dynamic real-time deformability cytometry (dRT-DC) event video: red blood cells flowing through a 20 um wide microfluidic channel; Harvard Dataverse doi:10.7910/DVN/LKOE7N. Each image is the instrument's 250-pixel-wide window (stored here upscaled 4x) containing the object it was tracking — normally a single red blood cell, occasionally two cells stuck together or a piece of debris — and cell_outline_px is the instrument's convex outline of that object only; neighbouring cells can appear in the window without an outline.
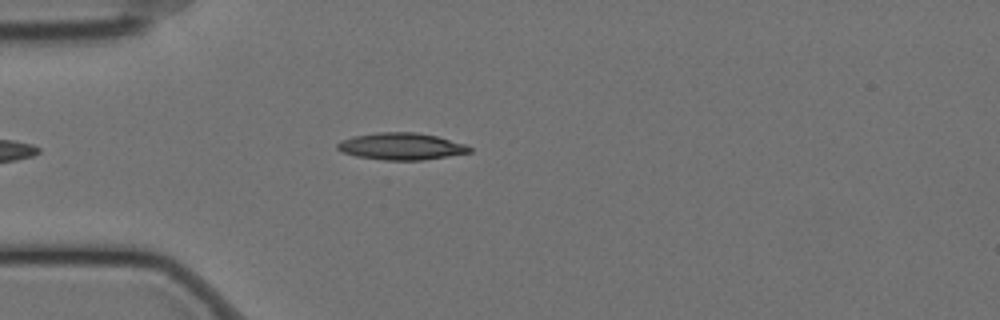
{"species": "Egyptian fruit bat (a non-hibernating species)", "species_latin": "Rousettus aegyptiacus", "temperature_condition": "cold", "stored_images_in_passage": 49, "camera_frame_rate_fps": 3000, "um_per_image_px": 0.085, "animal": {"sex": "female"}, "frame": {"image": 1, "passage_image": 7, "time_ms": 2.0, "image_size_px": [1000, 320], "cell_outline_px": [[472, 152], [424, 160], [384, 160], [356, 156], [344, 152], [336, 148], [336, 144], [340, 140], [352, 136], [376, 132], [416, 132], [436, 136], [464, 144], [472, 148]], "centroid_in_image_um": [34.08, 12.43], "position_along_channel_um": 50.9, "area_um2": 20.75}}
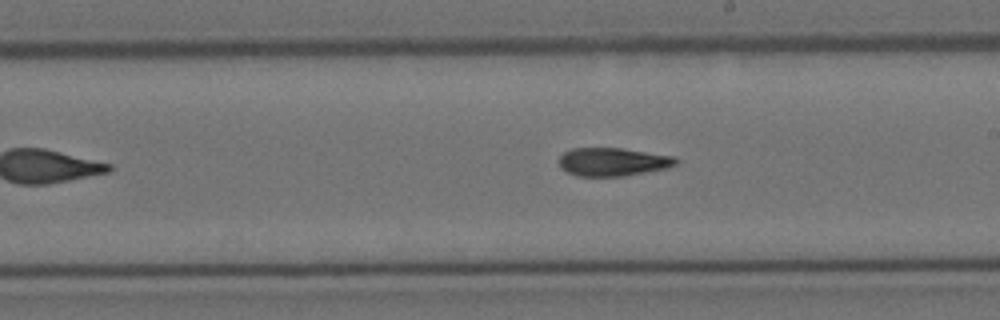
{"frame": {"image": 2, "passage_image": 24, "time_ms": 7.667, "image_size_px": [1000, 320], "cell_outline_px": [[680, 160], [676, 164], [668, 168], [624, 176], [576, 176], [560, 168], [560, 156], [564, 152], [572, 148], [620, 148], [676, 156]], "centroid_in_image_um": [52.12, 13.76], "position_along_channel_um": 236.9, "area_um2": 19.36}}
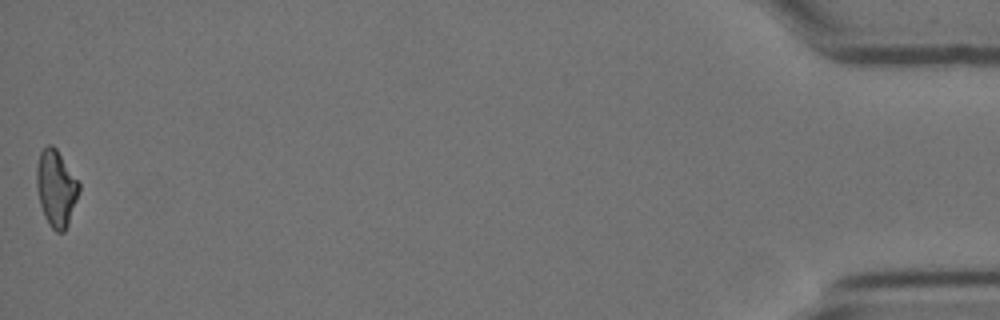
{"frame": {"image": 3, "passage_image": 49, "time_ms": 16.0, "image_size_px": [1000, 320], "cell_outline_px": [[80, 192], [68, 224], [64, 232], [56, 232], [48, 224], [44, 216], [40, 204], [36, 188], [36, 168], [40, 152], [48, 144], [52, 144], [56, 148], [80, 184]], "centroid_in_image_um": [4.76, 16.01], "position_along_channel_um": 430.4, "area_um2": 18.96}, "authors_computed_cell_mechanics": {"area_um2": 19.4786, "velocity_mm_per_s": 3.4682, "shape_relaxation_time_tau1_ms": 6.1721, "shape_relaxation_time_tau2_ms": 5.7588, "deformation_change_tau1": 0.1811, "deformation_change_tau2": 0.1337}}